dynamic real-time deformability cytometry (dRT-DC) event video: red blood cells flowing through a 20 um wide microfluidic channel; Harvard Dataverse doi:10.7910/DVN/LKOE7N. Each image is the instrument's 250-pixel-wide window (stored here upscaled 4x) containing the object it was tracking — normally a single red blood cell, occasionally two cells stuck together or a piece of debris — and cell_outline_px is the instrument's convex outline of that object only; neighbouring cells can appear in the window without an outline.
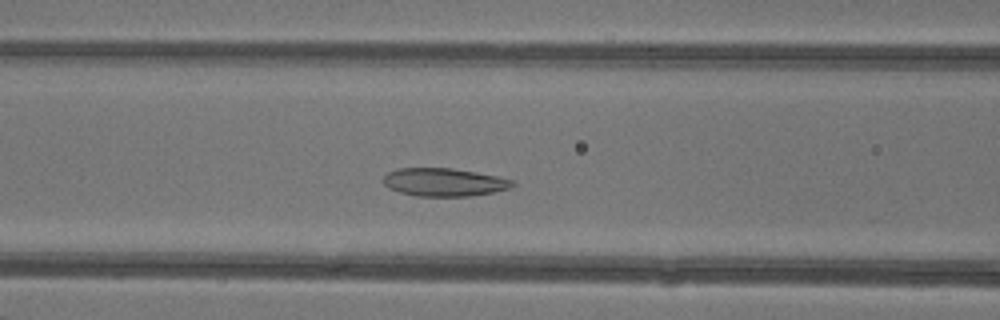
{"species": "common noctule bat (a hibernating species)", "species_latin": "Nyctalus noctula", "temperature_condition": "warm", "stored_images_in_passage": 42, "camera_frame_rate_fps": 3000, "um_per_image_px": 0.085, "animal": {"sex": "female"}, "frame": {"image": 1, "passage_image": 15, "time_ms": 4.667, "image_size_px": [1000, 320], "cell_outline_px": [[516, 184], [508, 188], [492, 192], [472, 196], [416, 196], [400, 192], [388, 188], [380, 180], [388, 172], [396, 168], [452, 168], [500, 176], [512, 180]], "centroid_in_image_um": [37.71, 15.48], "position_along_channel_um": 128.9, "area_um2": 21.27}}
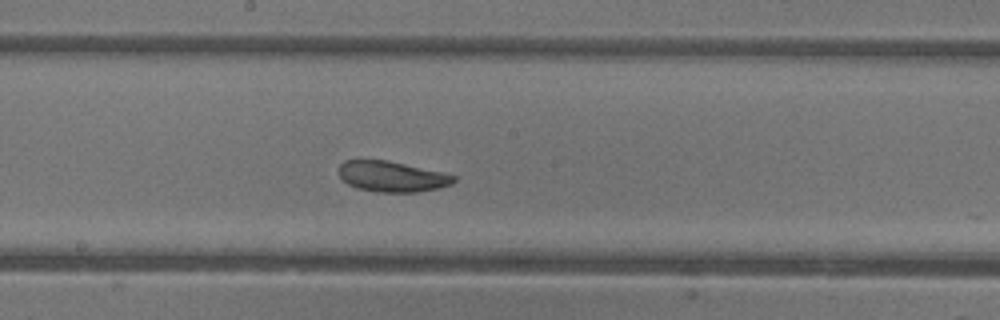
{"frame": {"image": 2, "passage_image": 21, "time_ms": 6.667, "image_size_px": [1000, 320], "cell_outline_px": [[456, 180], [452, 184], [436, 188], [416, 192], [376, 192], [356, 188], [348, 184], [340, 176], [340, 164], [344, 160], [388, 160], [444, 172], [456, 176]], "centroid_in_image_um": [33.33, 15.0], "position_along_channel_um": 214.9, "area_um2": 20.52}}
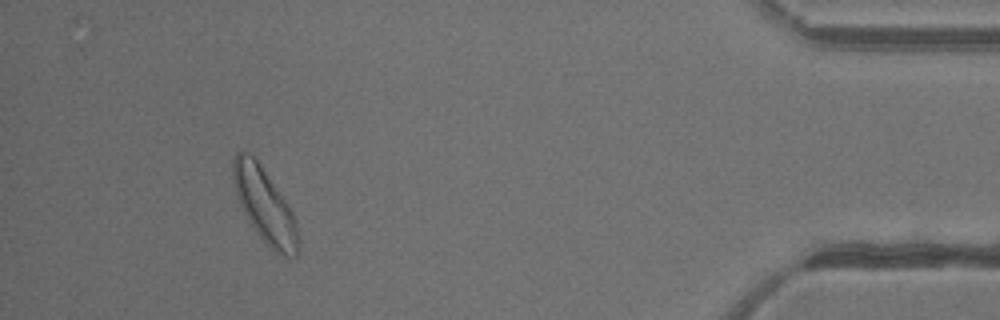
{"frame": {"image": 3, "passage_image": 39, "time_ms": 12.667, "image_size_px": [1000, 320], "cell_outline_px": [[300, 244], [296, 256], [284, 256], [276, 252], [256, 232], [240, 204], [236, 192], [232, 176], [232, 160], [236, 152], [240, 148], [252, 152], [284, 200], [296, 224], [300, 240]], "centroid_in_image_um": [22.46, 17.39], "position_along_channel_um": 412.7, "area_um2": 27.69}, "authors_computed_cell_mechanics": {"area_um2": 23.4668, "velocity_mm_per_s": 4.3163, "shape_relaxation_time_tau1_ms": 3.524, "shape_relaxation_time_tau2_ms": 6.3267, "deformation_change_tau1": 0.1178, "deformation_change_tau2": 0.139}}